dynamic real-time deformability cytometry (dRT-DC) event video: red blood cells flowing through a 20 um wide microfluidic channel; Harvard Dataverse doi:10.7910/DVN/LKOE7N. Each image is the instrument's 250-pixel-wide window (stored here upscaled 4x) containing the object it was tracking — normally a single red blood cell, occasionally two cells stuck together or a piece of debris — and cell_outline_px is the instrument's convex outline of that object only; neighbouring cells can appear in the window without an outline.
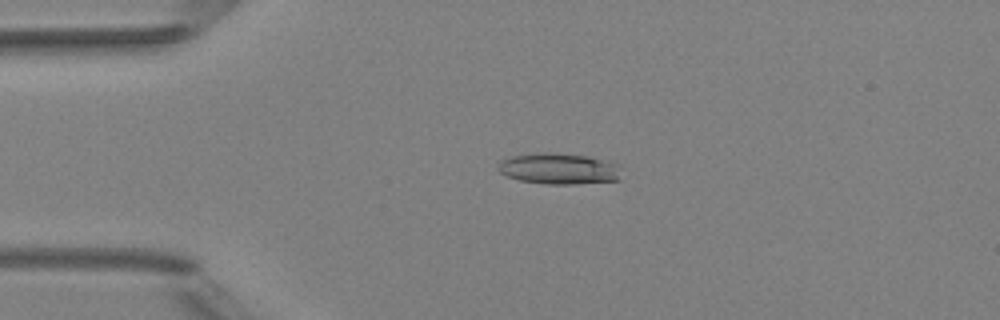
{"species": "Egyptian fruit bat (a non-hibernating species)", "species_latin": "Rousettus aegyptiacus", "temperature_condition": "room temperature", "stored_images_in_passage": 4, "camera_frame_rate_fps": 3000, "um_per_image_px": 0.085, "animal": {"sex": "female"}, "frame": {"image": 1, "passage_image": 3, "time_ms": 2.333, "image_size_px": [1000, 320], "cell_outline_px": [[620, 180], [576, 184], [548, 184], [520, 180], [508, 176], [500, 172], [496, 168], [500, 160], [508, 156], [540, 152], [552, 152], [588, 156], [620, 164]], "centroid_in_image_um": [47.5, 14.32], "position_along_channel_um": 37.5, "area_um2": 22.6}}